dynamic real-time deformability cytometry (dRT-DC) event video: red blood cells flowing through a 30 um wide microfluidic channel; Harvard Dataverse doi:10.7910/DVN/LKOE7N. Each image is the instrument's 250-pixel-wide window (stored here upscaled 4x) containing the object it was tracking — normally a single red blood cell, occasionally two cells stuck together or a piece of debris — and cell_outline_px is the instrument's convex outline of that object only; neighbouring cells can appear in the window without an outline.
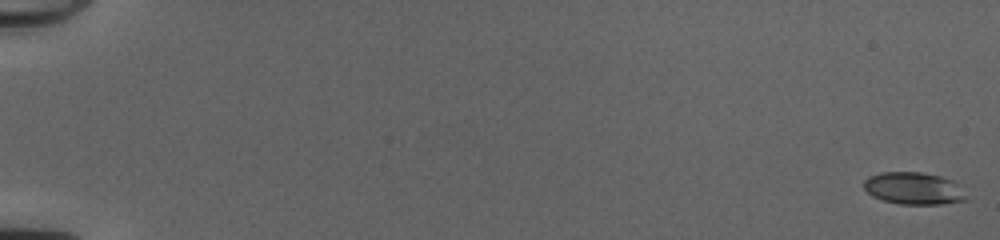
{"species": "common noctule bat (a hibernating species)", "species_latin": "Nyctalus noctula", "temperature_condition": "cold", "stored_images_in_passage": 53, "camera_frame_rate_fps": 3000, "um_per_image_px": 0.085, "animal": {"sex": "female", "body_mass_g": 20.0, "forearm_length_mm": 54.0}, "frame": {"image": 1, "passage_image": 1, "time_ms": 0.0, "image_size_px": [1000, 240], "cell_outline_px": [[968, 200], [940, 204], [900, 204], [884, 200], [872, 196], [864, 188], [864, 180], [868, 176], [880, 172], [920, 172], [940, 176], [952, 180]], "centroid_in_image_um": [77.61, 16.0], "position_along_channel_um": 7.4, "area_um2": 18.96}}
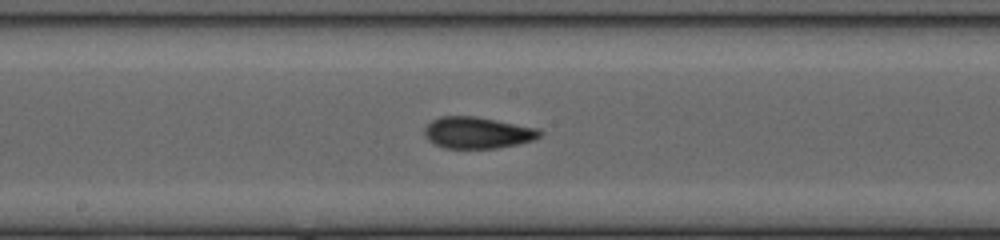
{"frame": {"image": 2, "passage_image": 31, "time_ms": 10.0, "image_size_px": [1000, 240], "cell_outline_px": [[544, 132], [540, 136], [532, 140], [516, 144], [496, 148], [444, 148], [428, 140], [424, 136], [424, 128], [432, 120], [440, 116], [476, 116], [540, 128]], "centroid_in_image_um": [40.59, 11.27], "position_along_channel_um": 207.6, "area_um2": 21.27}}
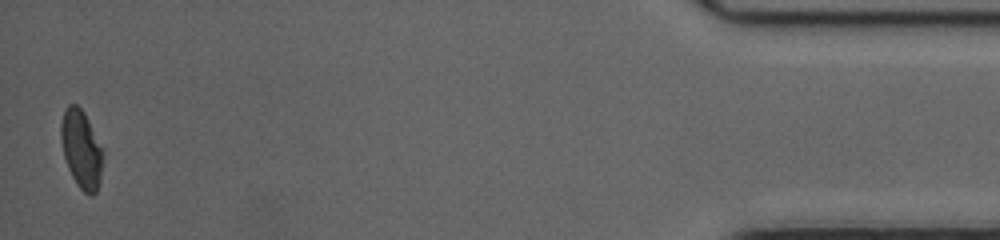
{"frame": {"image": 3, "passage_image": 53, "time_ms": 17.333, "image_size_px": [1000, 240], "cell_outline_px": [[104, 152], [100, 180], [96, 192], [92, 196], [88, 196], [76, 184], [68, 168], [64, 156], [60, 140], [60, 124], [64, 108], [68, 104], [76, 104], [84, 112], [104, 148]], "centroid_in_image_um": [6.92, 12.67], "position_along_channel_um": 428.3, "area_um2": 19.59}, "authors_computed_cell_mechanics": {"area_um2": 20.4034, "velocity_mm_per_s": 4.0617, "shape_relaxation_time_tau1_ms": null, "shape_relaxation_time_tau2_ms": 1.5858, "deformation_change_tau1": null, "deformation_change_tau2": 0.0732}}